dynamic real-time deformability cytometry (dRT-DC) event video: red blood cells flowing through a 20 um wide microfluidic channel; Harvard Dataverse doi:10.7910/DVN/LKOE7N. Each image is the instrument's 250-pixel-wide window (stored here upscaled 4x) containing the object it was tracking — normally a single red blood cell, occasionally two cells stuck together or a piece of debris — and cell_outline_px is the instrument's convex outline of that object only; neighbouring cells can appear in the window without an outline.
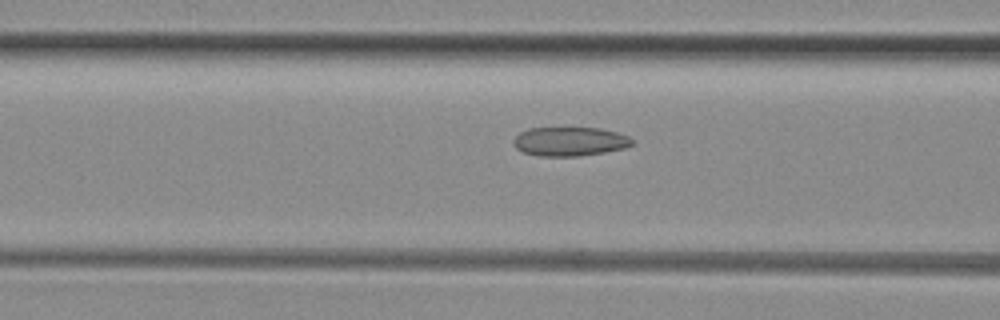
{"species": "common noctule bat (a hibernating species)", "species_latin": "Nyctalus noctula", "temperature_condition": "room temperature", "stored_images_in_passage": 18, "camera_frame_rate_fps": 3000, "um_per_image_px": 0.085, "animal": {"sex": "female", "body_mass_g": 29.2, "forearm_length_mm": 56.3}, "frame": {"image": 1, "passage_image": 16, "time_ms": 5.0, "image_size_px": [1000, 320], "cell_outline_px": [[632, 144], [624, 148], [604, 152], [576, 156], [536, 156], [524, 152], [516, 148], [512, 144], [512, 140], [520, 132], [528, 128], [600, 128], [616, 132], [628, 136], [632, 140]], "centroid_in_image_um": [48.38, 12.02], "position_along_channel_um": 118.2, "area_um2": 20.0}}